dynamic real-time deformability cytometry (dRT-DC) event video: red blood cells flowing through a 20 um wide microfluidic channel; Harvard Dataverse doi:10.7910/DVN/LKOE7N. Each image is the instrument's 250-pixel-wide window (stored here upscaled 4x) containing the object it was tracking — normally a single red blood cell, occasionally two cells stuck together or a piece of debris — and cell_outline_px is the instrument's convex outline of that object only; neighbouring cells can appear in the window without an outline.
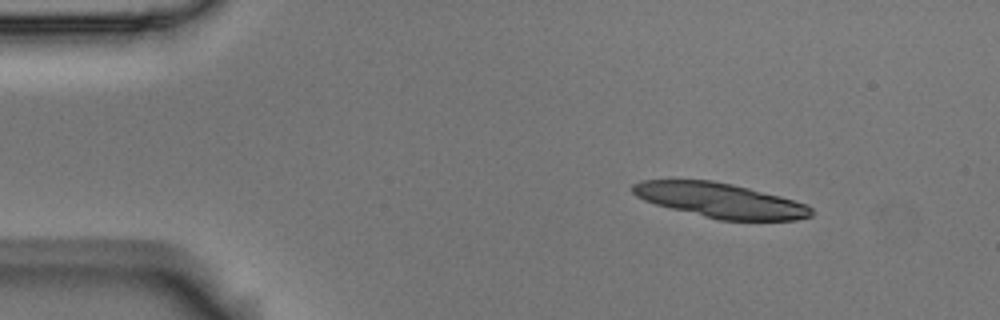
{"species": "Egyptian fruit bat (a non-hibernating species)", "species_latin": "Rousettus aegyptiacus", "temperature_condition": "room temperature", "stored_images_in_passage": 7, "camera_frame_rate_fps": 3000, "um_per_image_px": 0.085, "animal": {"sex": "male"}, "frame": {"image": 1, "passage_image": 1, "time_ms": 0.0, "image_size_px": [1000, 320], "cell_outline_px": [[812, 216], [796, 220], [720, 220], [656, 204], [644, 200], [636, 196], [632, 192], [632, 184], [640, 180], [712, 180], [732, 184], [780, 196], [808, 204], [812, 208]], "centroid_in_image_um": [61.23, 17.02], "position_along_channel_um": 23.8, "area_um2": 35.84}}
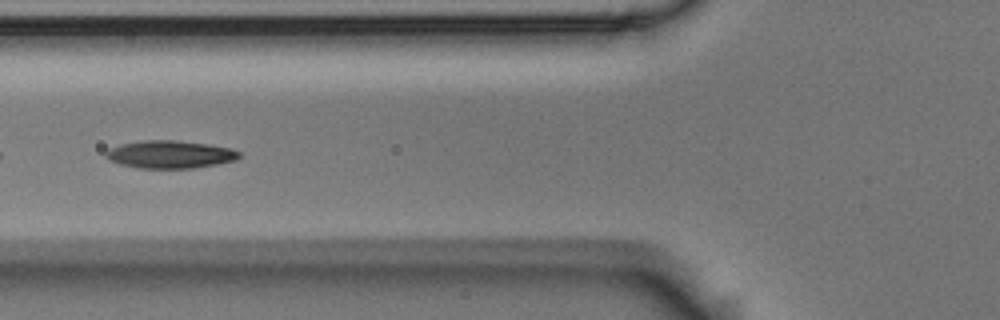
{"frame": {"image": 2, "passage_image": 5, "time_ms": 1.333, "image_size_px": [1000, 320], "cell_outline_px": [[240, 156], [236, 160], [216, 164], [192, 168], [136, 168], [120, 164], [108, 160], [104, 156], [104, 152], [120, 144], [144, 140], [176, 140], [208, 144], [232, 148], [240, 152]], "centroid_in_image_um": [14.43, 13.12], "position_along_channel_um": 111.4, "area_um2": 21.62}}
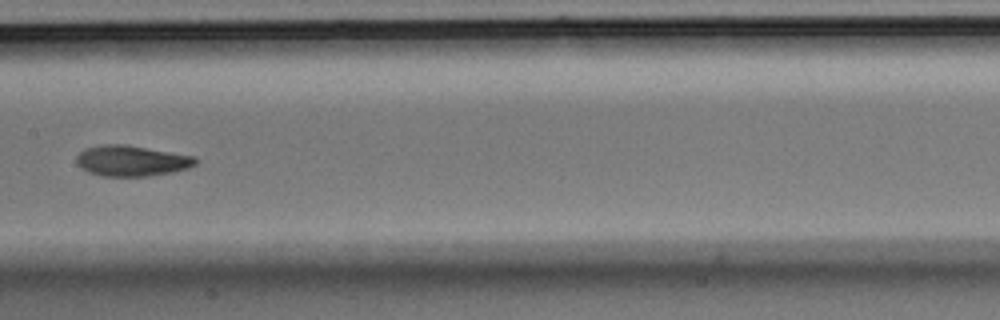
{"frame": {"image": 3, "passage_image": 7, "time_ms": 2.0, "image_size_px": [1000, 320], "cell_outline_px": [[200, 160], [196, 164], [188, 168], [172, 172], [148, 176], [100, 176], [88, 172], [80, 168], [76, 164], [76, 156], [84, 148], [100, 144], [124, 144], [196, 156]], "centroid_in_image_um": [11.17, 13.66], "position_along_channel_um": 196.2, "area_um2": 21.62}}